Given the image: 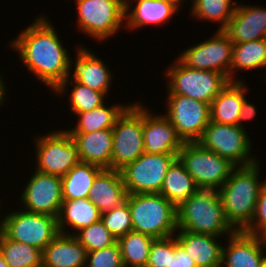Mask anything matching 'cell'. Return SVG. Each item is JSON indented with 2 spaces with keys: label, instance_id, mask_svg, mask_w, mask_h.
Masks as SVG:
<instances>
[{
  "label": "cell",
  "instance_id": "cell-1",
  "mask_svg": "<svg viewBox=\"0 0 266 267\" xmlns=\"http://www.w3.org/2000/svg\"><path fill=\"white\" fill-rule=\"evenodd\" d=\"M48 18L43 12L37 15L6 46L16 51L25 70L53 92L67 79L71 54Z\"/></svg>",
  "mask_w": 266,
  "mask_h": 267
},
{
  "label": "cell",
  "instance_id": "cell-2",
  "mask_svg": "<svg viewBox=\"0 0 266 267\" xmlns=\"http://www.w3.org/2000/svg\"><path fill=\"white\" fill-rule=\"evenodd\" d=\"M260 165L258 161L235 167L218 190L225 217L236 231H243L254 217L260 190L266 182L260 176Z\"/></svg>",
  "mask_w": 266,
  "mask_h": 267
},
{
  "label": "cell",
  "instance_id": "cell-3",
  "mask_svg": "<svg viewBox=\"0 0 266 267\" xmlns=\"http://www.w3.org/2000/svg\"><path fill=\"white\" fill-rule=\"evenodd\" d=\"M178 230L216 237L231 236L236 230L227 221L218 190L198 189L177 208Z\"/></svg>",
  "mask_w": 266,
  "mask_h": 267
},
{
  "label": "cell",
  "instance_id": "cell-4",
  "mask_svg": "<svg viewBox=\"0 0 266 267\" xmlns=\"http://www.w3.org/2000/svg\"><path fill=\"white\" fill-rule=\"evenodd\" d=\"M133 231L154 239L174 236L177 227V208L160 193L128 194Z\"/></svg>",
  "mask_w": 266,
  "mask_h": 267
},
{
  "label": "cell",
  "instance_id": "cell-5",
  "mask_svg": "<svg viewBox=\"0 0 266 267\" xmlns=\"http://www.w3.org/2000/svg\"><path fill=\"white\" fill-rule=\"evenodd\" d=\"M165 71L166 95H184L208 104L231 82L223 73L191 69L177 58Z\"/></svg>",
  "mask_w": 266,
  "mask_h": 267
},
{
  "label": "cell",
  "instance_id": "cell-6",
  "mask_svg": "<svg viewBox=\"0 0 266 267\" xmlns=\"http://www.w3.org/2000/svg\"><path fill=\"white\" fill-rule=\"evenodd\" d=\"M76 29L95 41L113 38L125 29V6L119 0H75Z\"/></svg>",
  "mask_w": 266,
  "mask_h": 267
},
{
  "label": "cell",
  "instance_id": "cell-7",
  "mask_svg": "<svg viewBox=\"0 0 266 267\" xmlns=\"http://www.w3.org/2000/svg\"><path fill=\"white\" fill-rule=\"evenodd\" d=\"M177 158L199 189L219 190L236 167L228 159L204 148L199 142L184 143Z\"/></svg>",
  "mask_w": 266,
  "mask_h": 267
},
{
  "label": "cell",
  "instance_id": "cell-8",
  "mask_svg": "<svg viewBox=\"0 0 266 267\" xmlns=\"http://www.w3.org/2000/svg\"><path fill=\"white\" fill-rule=\"evenodd\" d=\"M55 130L33 136L35 170L62 178L80 160L72 136L65 129Z\"/></svg>",
  "mask_w": 266,
  "mask_h": 267
},
{
  "label": "cell",
  "instance_id": "cell-9",
  "mask_svg": "<svg viewBox=\"0 0 266 267\" xmlns=\"http://www.w3.org/2000/svg\"><path fill=\"white\" fill-rule=\"evenodd\" d=\"M246 129L238 125L220 124L210 121L198 141L204 148L228 159L237 166L257 163L258 155L252 154V140Z\"/></svg>",
  "mask_w": 266,
  "mask_h": 267
},
{
  "label": "cell",
  "instance_id": "cell-10",
  "mask_svg": "<svg viewBox=\"0 0 266 267\" xmlns=\"http://www.w3.org/2000/svg\"><path fill=\"white\" fill-rule=\"evenodd\" d=\"M112 131L111 169L121 170L145 152L142 101L132 102L118 118Z\"/></svg>",
  "mask_w": 266,
  "mask_h": 267
},
{
  "label": "cell",
  "instance_id": "cell-11",
  "mask_svg": "<svg viewBox=\"0 0 266 267\" xmlns=\"http://www.w3.org/2000/svg\"><path fill=\"white\" fill-rule=\"evenodd\" d=\"M9 210L3 213V233L9 239L43 251L60 233L57 217L28 212L22 208Z\"/></svg>",
  "mask_w": 266,
  "mask_h": 267
},
{
  "label": "cell",
  "instance_id": "cell-12",
  "mask_svg": "<svg viewBox=\"0 0 266 267\" xmlns=\"http://www.w3.org/2000/svg\"><path fill=\"white\" fill-rule=\"evenodd\" d=\"M214 33L207 40L185 48L175 58L188 68L220 72L230 80L234 43L224 30Z\"/></svg>",
  "mask_w": 266,
  "mask_h": 267
},
{
  "label": "cell",
  "instance_id": "cell-13",
  "mask_svg": "<svg viewBox=\"0 0 266 267\" xmlns=\"http://www.w3.org/2000/svg\"><path fill=\"white\" fill-rule=\"evenodd\" d=\"M166 100L164 115L178 136L184 143L198 142L211 121L210 104L184 95H167Z\"/></svg>",
  "mask_w": 266,
  "mask_h": 267
},
{
  "label": "cell",
  "instance_id": "cell-14",
  "mask_svg": "<svg viewBox=\"0 0 266 267\" xmlns=\"http://www.w3.org/2000/svg\"><path fill=\"white\" fill-rule=\"evenodd\" d=\"M178 154L144 152L134 162L121 169L128 194L160 193L165 175Z\"/></svg>",
  "mask_w": 266,
  "mask_h": 267
},
{
  "label": "cell",
  "instance_id": "cell-15",
  "mask_svg": "<svg viewBox=\"0 0 266 267\" xmlns=\"http://www.w3.org/2000/svg\"><path fill=\"white\" fill-rule=\"evenodd\" d=\"M34 173L25 182L20 194V208L32 213L57 217L63 203L61 177L42 173L34 169Z\"/></svg>",
  "mask_w": 266,
  "mask_h": 267
},
{
  "label": "cell",
  "instance_id": "cell-16",
  "mask_svg": "<svg viewBox=\"0 0 266 267\" xmlns=\"http://www.w3.org/2000/svg\"><path fill=\"white\" fill-rule=\"evenodd\" d=\"M75 52V59L70 57L68 76L65 81H77L108 96L113 81L112 70L102 57L99 58L96 52L93 53L85 46V43L84 46L81 44L75 46Z\"/></svg>",
  "mask_w": 266,
  "mask_h": 267
},
{
  "label": "cell",
  "instance_id": "cell-17",
  "mask_svg": "<svg viewBox=\"0 0 266 267\" xmlns=\"http://www.w3.org/2000/svg\"><path fill=\"white\" fill-rule=\"evenodd\" d=\"M143 105L144 150L149 154H178L184 142L171 121ZM156 113V114H155Z\"/></svg>",
  "mask_w": 266,
  "mask_h": 267
},
{
  "label": "cell",
  "instance_id": "cell-18",
  "mask_svg": "<svg viewBox=\"0 0 266 267\" xmlns=\"http://www.w3.org/2000/svg\"><path fill=\"white\" fill-rule=\"evenodd\" d=\"M225 242L221 267H261L266 239L236 231Z\"/></svg>",
  "mask_w": 266,
  "mask_h": 267
},
{
  "label": "cell",
  "instance_id": "cell-19",
  "mask_svg": "<svg viewBox=\"0 0 266 267\" xmlns=\"http://www.w3.org/2000/svg\"><path fill=\"white\" fill-rule=\"evenodd\" d=\"M224 31L234 44L266 38V7L237 2Z\"/></svg>",
  "mask_w": 266,
  "mask_h": 267
},
{
  "label": "cell",
  "instance_id": "cell-20",
  "mask_svg": "<svg viewBox=\"0 0 266 267\" xmlns=\"http://www.w3.org/2000/svg\"><path fill=\"white\" fill-rule=\"evenodd\" d=\"M135 5H134V4ZM134 5V6H133ZM179 10L164 0H127L125 5V29L166 25Z\"/></svg>",
  "mask_w": 266,
  "mask_h": 267
},
{
  "label": "cell",
  "instance_id": "cell-21",
  "mask_svg": "<svg viewBox=\"0 0 266 267\" xmlns=\"http://www.w3.org/2000/svg\"><path fill=\"white\" fill-rule=\"evenodd\" d=\"M127 195L121 171L102 169L92 182L89 200L103 213L124 204Z\"/></svg>",
  "mask_w": 266,
  "mask_h": 267
},
{
  "label": "cell",
  "instance_id": "cell-22",
  "mask_svg": "<svg viewBox=\"0 0 266 267\" xmlns=\"http://www.w3.org/2000/svg\"><path fill=\"white\" fill-rule=\"evenodd\" d=\"M175 236L196 267H221L224 245L220 240L222 237L183 230H177Z\"/></svg>",
  "mask_w": 266,
  "mask_h": 267
},
{
  "label": "cell",
  "instance_id": "cell-23",
  "mask_svg": "<svg viewBox=\"0 0 266 267\" xmlns=\"http://www.w3.org/2000/svg\"><path fill=\"white\" fill-rule=\"evenodd\" d=\"M69 134L77 146L80 162L94 164L102 169H111L112 129Z\"/></svg>",
  "mask_w": 266,
  "mask_h": 267
},
{
  "label": "cell",
  "instance_id": "cell-24",
  "mask_svg": "<svg viewBox=\"0 0 266 267\" xmlns=\"http://www.w3.org/2000/svg\"><path fill=\"white\" fill-rule=\"evenodd\" d=\"M87 253L73 235L59 233L42 251L43 267H86Z\"/></svg>",
  "mask_w": 266,
  "mask_h": 267
},
{
  "label": "cell",
  "instance_id": "cell-25",
  "mask_svg": "<svg viewBox=\"0 0 266 267\" xmlns=\"http://www.w3.org/2000/svg\"><path fill=\"white\" fill-rule=\"evenodd\" d=\"M248 86L245 81H231L210 104L211 121L238 125V117Z\"/></svg>",
  "mask_w": 266,
  "mask_h": 267
},
{
  "label": "cell",
  "instance_id": "cell-26",
  "mask_svg": "<svg viewBox=\"0 0 266 267\" xmlns=\"http://www.w3.org/2000/svg\"><path fill=\"white\" fill-rule=\"evenodd\" d=\"M59 232L74 235L101 219V212L89 198L64 200L58 216Z\"/></svg>",
  "mask_w": 266,
  "mask_h": 267
},
{
  "label": "cell",
  "instance_id": "cell-27",
  "mask_svg": "<svg viewBox=\"0 0 266 267\" xmlns=\"http://www.w3.org/2000/svg\"><path fill=\"white\" fill-rule=\"evenodd\" d=\"M132 103L110 104L107 102L94 110L76 113L78 123L66 129L68 133H91L101 129H113L118 118Z\"/></svg>",
  "mask_w": 266,
  "mask_h": 267
},
{
  "label": "cell",
  "instance_id": "cell-28",
  "mask_svg": "<svg viewBox=\"0 0 266 267\" xmlns=\"http://www.w3.org/2000/svg\"><path fill=\"white\" fill-rule=\"evenodd\" d=\"M262 68H266V38L233 45L230 81L245 80L235 76L238 71H254ZM264 73L266 75V72Z\"/></svg>",
  "mask_w": 266,
  "mask_h": 267
},
{
  "label": "cell",
  "instance_id": "cell-29",
  "mask_svg": "<svg viewBox=\"0 0 266 267\" xmlns=\"http://www.w3.org/2000/svg\"><path fill=\"white\" fill-rule=\"evenodd\" d=\"M198 189L193 177L177 158L165 175L160 194L178 208Z\"/></svg>",
  "mask_w": 266,
  "mask_h": 267
},
{
  "label": "cell",
  "instance_id": "cell-30",
  "mask_svg": "<svg viewBox=\"0 0 266 267\" xmlns=\"http://www.w3.org/2000/svg\"><path fill=\"white\" fill-rule=\"evenodd\" d=\"M69 89L71 90L68 94ZM52 93L55 94L56 97L69 96L67 97V100H69L68 105L73 115L100 107L106 103L105 100L108 97L105 93L91 89L77 81H63Z\"/></svg>",
  "mask_w": 266,
  "mask_h": 267
},
{
  "label": "cell",
  "instance_id": "cell-31",
  "mask_svg": "<svg viewBox=\"0 0 266 267\" xmlns=\"http://www.w3.org/2000/svg\"><path fill=\"white\" fill-rule=\"evenodd\" d=\"M102 170L101 167L79 162L61 178L63 200L89 198L92 182Z\"/></svg>",
  "mask_w": 266,
  "mask_h": 267
},
{
  "label": "cell",
  "instance_id": "cell-32",
  "mask_svg": "<svg viewBox=\"0 0 266 267\" xmlns=\"http://www.w3.org/2000/svg\"><path fill=\"white\" fill-rule=\"evenodd\" d=\"M237 0H192L189 16L201 22H214L217 30H224L232 18Z\"/></svg>",
  "mask_w": 266,
  "mask_h": 267
},
{
  "label": "cell",
  "instance_id": "cell-33",
  "mask_svg": "<svg viewBox=\"0 0 266 267\" xmlns=\"http://www.w3.org/2000/svg\"><path fill=\"white\" fill-rule=\"evenodd\" d=\"M0 253L10 267H43L42 251L0 235Z\"/></svg>",
  "mask_w": 266,
  "mask_h": 267
},
{
  "label": "cell",
  "instance_id": "cell-34",
  "mask_svg": "<svg viewBox=\"0 0 266 267\" xmlns=\"http://www.w3.org/2000/svg\"><path fill=\"white\" fill-rule=\"evenodd\" d=\"M155 239L136 231H129L117 239L123 263L146 267L150 249Z\"/></svg>",
  "mask_w": 266,
  "mask_h": 267
},
{
  "label": "cell",
  "instance_id": "cell-35",
  "mask_svg": "<svg viewBox=\"0 0 266 267\" xmlns=\"http://www.w3.org/2000/svg\"><path fill=\"white\" fill-rule=\"evenodd\" d=\"M73 236L87 249V252L107 248L117 242L101 219L80 229Z\"/></svg>",
  "mask_w": 266,
  "mask_h": 267
},
{
  "label": "cell",
  "instance_id": "cell-36",
  "mask_svg": "<svg viewBox=\"0 0 266 267\" xmlns=\"http://www.w3.org/2000/svg\"><path fill=\"white\" fill-rule=\"evenodd\" d=\"M101 221L116 239L133 230L130 208L127 202L120 207L101 213Z\"/></svg>",
  "mask_w": 266,
  "mask_h": 267
},
{
  "label": "cell",
  "instance_id": "cell-37",
  "mask_svg": "<svg viewBox=\"0 0 266 267\" xmlns=\"http://www.w3.org/2000/svg\"><path fill=\"white\" fill-rule=\"evenodd\" d=\"M175 254V235L155 239L152 243L146 267H168Z\"/></svg>",
  "mask_w": 266,
  "mask_h": 267
},
{
  "label": "cell",
  "instance_id": "cell-38",
  "mask_svg": "<svg viewBox=\"0 0 266 267\" xmlns=\"http://www.w3.org/2000/svg\"><path fill=\"white\" fill-rule=\"evenodd\" d=\"M122 254L118 243L87 253L86 267H121Z\"/></svg>",
  "mask_w": 266,
  "mask_h": 267
},
{
  "label": "cell",
  "instance_id": "cell-39",
  "mask_svg": "<svg viewBox=\"0 0 266 267\" xmlns=\"http://www.w3.org/2000/svg\"><path fill=\"white\" fill-rule=\"evenodd\" d=\"M243 232L266 239V182L260 190L254 217Z\"/></svg>",
  "mask_w": 266,
  "mask_h": 267
},
{
  "label": "cell",
  "instance_id": "cell-40",
  "mask_svg": "<svg viewBox=\"0 0 266 267\" xmlns=\"http://www.w3.org/2000/svg\"><path fill=\"white\" fill-rule=\"evenodd\" d=\"M168 267H196L193 259L187 254L185 249L178 243L175 236V254L171 256Z\"/></svg>",
  "mask_w": 266,
  "mask_h": 267
},
{
  "label": "cell",
  "instance_id": "cell-41",
  "mask_svg": "<svg viewBox=\"0 0 266 267\" xmlns=\"http://www.w3.org/2000/svg\"><path fill=\"white\" fill-rule=\"evenodd\" d=\"M257 109L258 108L255 106V104L251 103V101H248V97H245L238 117V126L246 129L244 123H246L248 120H254V117L257 115Z\"/></svg>",
  "mask_w": 266,
  "mask_h": 267
},
{
  "label": "cell",
  "instance_id": "cell-42",
  "mask_svg": "<svg viewBox=\"0 0 266 267\" xmlns=\"http://www.w3.org/2000/svg\"><path fill=\"white\" fill-rule=\"evenodd\" d=\"M3 76V77H2ZM4 75L0 73V108L5 106L6 99L8 98L6 95L8 94V88L6 85V81L4 79ZM4 104V105H3Z\"/></svg>",
  "mask_w": 266,
  "mask_h": 267
},
{
  "label": "cell",
  "instance_id": "cell-43",
  "mask_svg": "<svg viewBox=\"0 0 266 267\" xmlns=\"http://www.w3.org/2000/svg\"><path fill=\"white\" fill-rule=\"evenodd\" d=\"M167 3H170L174 7H176L178 10L181 9L180 7H183V3L191 2L192 0H164ZM182 4V5H181Z\"/></svg>",
  "mask_w": 266,
  "mask_h": 267
},
{
  "label": "cell",
  "instance_id": "cell-44",
  "mask_svg": "<svg viewBox=\"0 0 266 267\" xmlns=\"http://www.w3.org/2000/svg\"><path fill=\"white\" fill-rule=\"evenodd\" d=\"M2 203L0 202V209H3L1 206ZM1 211V210H0ZM1 216H2V214H0ZM0 216V217H1ZM3 224H4V217L2 216L1 218H0V235L3 233Z\"/></svg>",
  "mask_w": 266,
  "mask_h": 267
},
{
  "label": "cell",
  "instance_id": "cell-45",
  "mask_svg": "<svg viewBox=\"0 0 266 267\" xmlns=\"http://www.w3.org/2000/svg\"><path fill=\"white\" fill-rule=\"evenodd\" d=\"M0 267H10V265L5 261L3 256L0 253Z\"/></svg>",
  "mask_w": 266,
  "mask_h": 267
},
{
  "label": "cell",
  "instance_id": "cell-46",
  "mask_svg": "<svg viewBox=\"0 0 266 267\" xmlns=\"http://www.w3.org/2000/svg\"><path fill=\"white\" fill-rule=\"evenodd\" d=\"M261 267H266V254L264 255V258L262 259Z\"/></svg>",
  "mask_w": 266,
  "mask_h": 267
},
{
  "label": "cell",
  "instance_id": "cell-47",
  "mask_svg": "<svg viewBox=\"0 0 266 267\" xmlns=\"http://www.w3.org/2000/svg\"><path fill=\"white\" fill-rule=\"evenodd\" d=\"M121 267H141V266L128 265V264L123 263Z\"/></svg>",
  "mask_w": 266,
  "mask_h": 267
},
{
  "label": "cell",
  "instance_id": "cell-48",
  "mask_svg": "<svg viewBox=\"0 0 266 267\" xmlns=\"http://www.w3.org/2000/svg\"><path fill=\"white\" fill-rule=\"evenodd\" d=\"M124 6L126 5L127 3V0H119Z\"/></svg>",
  "mask_w": 266,
  "mask_h": 267
}]
</instances>
